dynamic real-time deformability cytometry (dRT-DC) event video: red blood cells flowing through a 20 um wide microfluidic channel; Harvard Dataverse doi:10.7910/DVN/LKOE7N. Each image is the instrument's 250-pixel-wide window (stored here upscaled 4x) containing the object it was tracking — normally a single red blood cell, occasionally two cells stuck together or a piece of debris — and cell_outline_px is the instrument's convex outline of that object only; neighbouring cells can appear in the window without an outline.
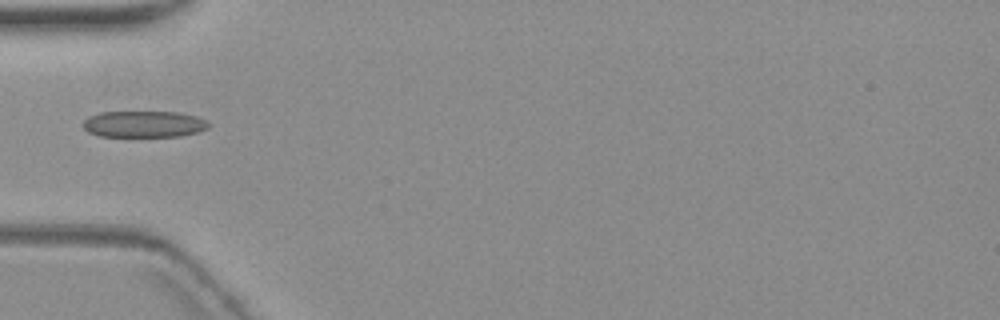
{"species": "common noctule bat (a hibernating species)", "species_latin": "Nyctalus noctula", "temperature_condition": "warm", "stored_images_in_passage": 2, "camera_frame_rate_fps": 3000, "um_per_image_px": 0.085, "animal": {"sex": "female", "body_mass_g": 19.3, "forearm_length_mm": 54.1}, "frame": {"image": 1, "passage_image": 1, "time_ms": 0.0, "image_size_px": [1000, 320], "cell_outline_px": [[212, 124], [208, 128], [196, 132], [180, 136], [100, 136], [88, 132], [84, 128], [84, 120], [88, 116], [100, 112], [176, 112], [196, 116], [208, 120]], "centroid_in_image_um": [12.26, 10.54], "position_along_channel_um": 72.7, "area_um2": 19.36}}
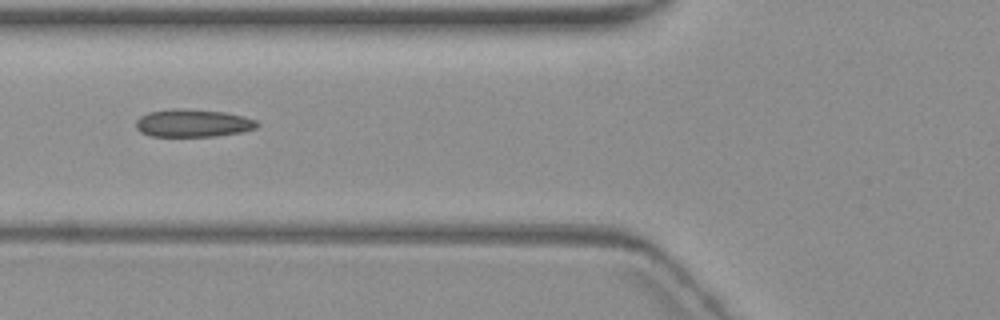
{"frame": {"image": 2, "passage_image": 2, "time_ms": 1.0, "image_size_px": [1000, 320], "cell_outline_px": [[260, 124], [256, 128], [240, 132], [216, 136], [152, 136], [140, 132], [136, 128], [136, 120], [140, 116], [148, 112], [172, 108], [180, 108], [224, 112], [244, 116], [256, 120]], "centroid_in_image_um": [16.38, 10.46], "position_along_channel_um": 109.4, "area_um2": 19.65}}